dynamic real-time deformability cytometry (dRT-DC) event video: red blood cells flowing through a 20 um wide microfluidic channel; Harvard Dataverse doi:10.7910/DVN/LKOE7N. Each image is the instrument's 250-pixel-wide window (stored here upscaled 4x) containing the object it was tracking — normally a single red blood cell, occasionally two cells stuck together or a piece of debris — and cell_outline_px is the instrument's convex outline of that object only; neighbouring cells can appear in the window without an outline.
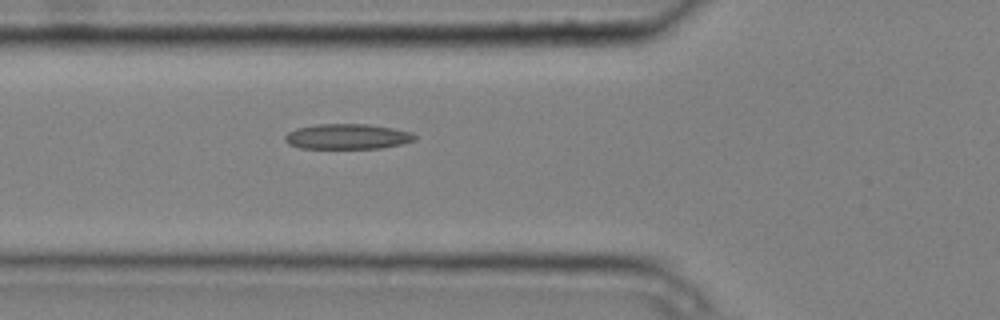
{"species": "common noctule bat (a hibernating species)", "species_latin": "Nyctalus noctula", "temperature_condition": "cold", "stored_images_in_passage": 6, "camera_frame_rate_fps": 3000, "um_per_image_px": 0.085, "animal": {"sex": "male", "body_mass_g": 20.4}, "frame": {"image": 1, "passage_image": 6, "time_ms": 1.667, "image_size_px": [1000, 320], "cell_outline_px": [[416, 140], [400, 144], [380, 148], [300, 148], [288, 144], [284, 140], [284, 136], [288, 132], [296, 128], [316, 124], [368, 124], [392, 128], [412, 132], [416, 136]], "centroid_in_image_um": [29.5, 11.6], "position_along_channel_um": 96.3, "area_um2": 19.13}}